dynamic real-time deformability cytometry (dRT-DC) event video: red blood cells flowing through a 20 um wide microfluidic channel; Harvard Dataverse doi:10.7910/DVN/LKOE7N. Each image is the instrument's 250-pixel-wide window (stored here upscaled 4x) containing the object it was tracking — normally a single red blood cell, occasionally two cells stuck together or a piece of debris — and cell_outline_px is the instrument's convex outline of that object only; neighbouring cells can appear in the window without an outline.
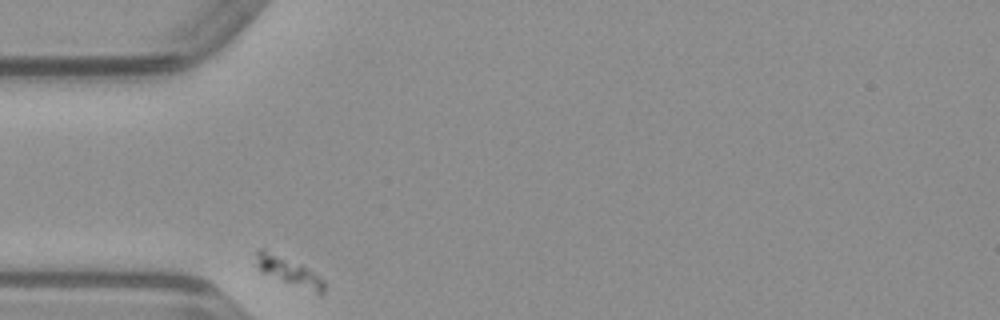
{"species": "common noctule bat (a hibernating species)", "species_latin": "Nyctalus noctula", "temperature_condition": "warm", "stored_images_in_passage": 30, "camera_frame_rate_fps": 3000, "um_per_image_px": 0.085, "animal": {"sex": "male", "body_mass_g": 23.1, "forearm_length_mm": 52.7}, "frame": {"image": 1, "passage_image": 1, "time_ms": 0.0, "image_size_px": [1000, 320], "cell_outline_px": [[324, 292], [320, 296], [264, 272], [256, 264], [256, 248], [264, 248], [300, 264], [324, 280]], "centroid_in_image_um": [24.57, 23.06], "position_along_channel_um": 60.4, "area_um2": 10.81}}
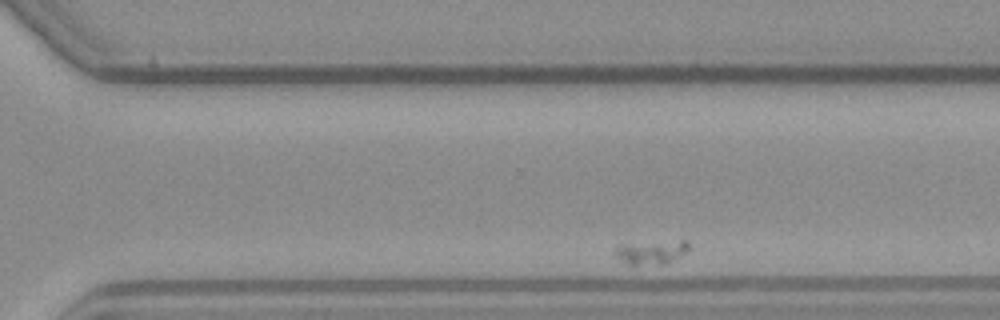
{"frame": {"image": 2, "passage_image": 26, "time_ms": 8.333, "image_size_px": [1000, 320], "cell_outline_px": [[688, 252], [664, 264], [632, 268], [616, 256], [616, 248], [620, 244], [680, 240], [688, 240]], "centroid_in_image_um": [55.35, 21.47], "position_along_channel_um": 315.3, "area_um2": 10.64}}
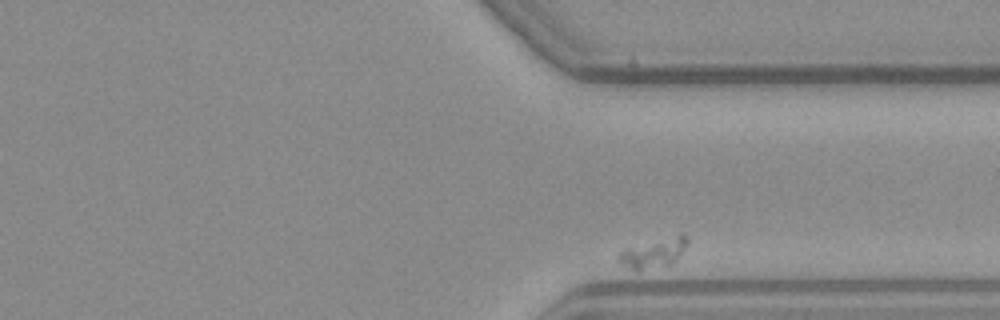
{"frame": {"image": 3, "passage_image": 30, "time_ms": 9.667, "image_size_px": [1000, 320], "cell_outline_px": [[688, 244], [676, 260], [672, 264], [640, 268], [632, 268], [620, 264], [616, 260], [620, 252], [628, 248], [680, 232], [684, 232], [688, 236]], "centroid_in_image_um": [55.64, 21.42], "position_along_channel_um": 355.8, "area_um2": 11.56}}